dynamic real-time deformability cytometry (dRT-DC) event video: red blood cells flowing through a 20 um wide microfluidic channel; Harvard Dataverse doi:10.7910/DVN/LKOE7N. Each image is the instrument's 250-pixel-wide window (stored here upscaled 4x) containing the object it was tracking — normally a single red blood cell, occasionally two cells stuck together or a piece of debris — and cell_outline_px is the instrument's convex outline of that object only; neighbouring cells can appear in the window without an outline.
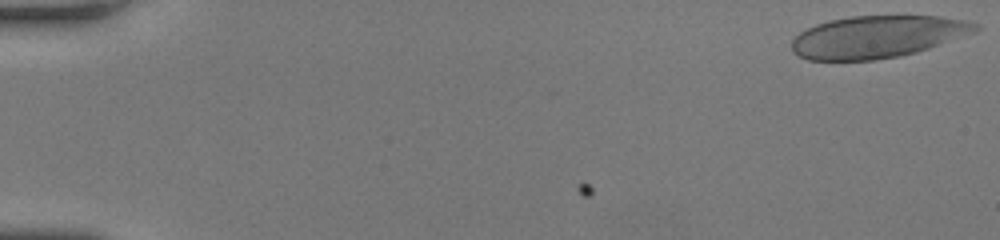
{"species": "human", "species_latin": "Homo sapiens", "temperature_condition": "room temperature", "stored_images_in_passage": 50, "camera_frame_rate_fps": 3000, "um_per_image_px": 0.085, "donor": {"sex": "female"}, "frame": {"image": 1, "passage_image": 1, "time_ms": 0.0, "image_size_px": [1000, 240], "cell_outline_px": [[980, 28], [976, 32], [916, 52], [900, 56], [876, 60], [808, 60], [792, 52], [792, 40], [800, 32], [816, 24], [832, 20], [852, 16], [940, 16], [968, 20], [980, 24]], "centroid_in_image_um": [74.61, 3.12], "position_along_channel_um": 10.4, "area_um2": 45.14}}
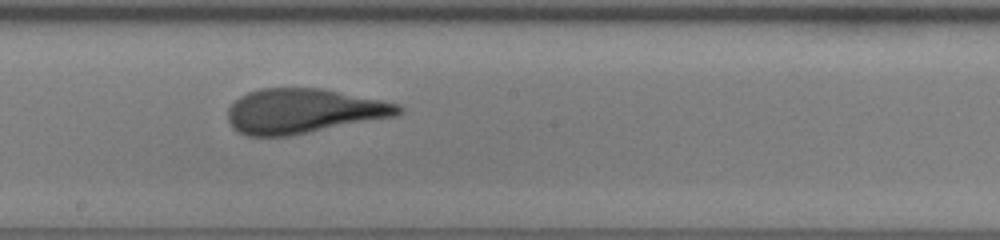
{"frame": {"image": 2, "passage_image": 29, "time_ms": 9.333, "image_size_px": [1000, 240], "cell_outline_px": [[404, 108], [396, 116], [288, 136], [248, 136], [232, 128], [228, 120], [228, 108], [240, 96], [248, 92], [260, 88], [320, 88], [400, 104]], "centroid_in_image_um": [25.77, 9.44], "position_along_channel_um": 222.4, "area_um2": 44.16}}
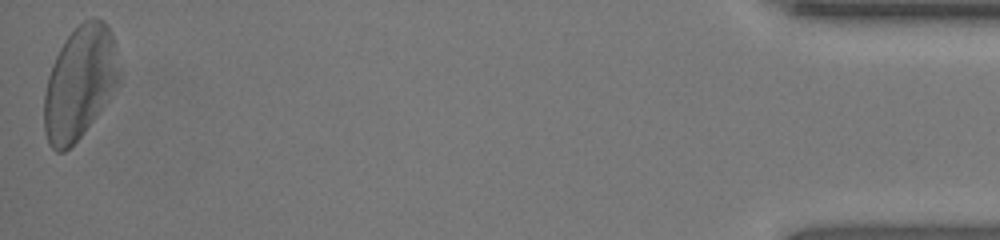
{"frame": {"image": 3, "passage_image": 50, "time_ms": 16.333, "image_size_px": [1000, 240], "cell_outline_px": [[116, 44], [112, 80], [100, 108], [84, 132], [64, 152], [56, 152], [48, 144], [44, 132], [44, 92], [48, 76], [52, 64], [64, 40], [84, 20], [96, 16], [104, 20], [108, 24], [112, 32]], "centroid_in_image_um": [6.65, 7.0], "position_along_channel_um": 428.6, "area_um2": 47.22}, "authors_computed_cell_mechanics": {"area_um2": 45.6331, "velocity_mm_per_s": 4.1905, "shape_relaxation_time_tau1_ms": 4.7668, "shape_relaxation_time_tau2_ms": 0.9422, "deformation_change_tau1": 0.1766, "deformation_change_tau2": 0.0814}}